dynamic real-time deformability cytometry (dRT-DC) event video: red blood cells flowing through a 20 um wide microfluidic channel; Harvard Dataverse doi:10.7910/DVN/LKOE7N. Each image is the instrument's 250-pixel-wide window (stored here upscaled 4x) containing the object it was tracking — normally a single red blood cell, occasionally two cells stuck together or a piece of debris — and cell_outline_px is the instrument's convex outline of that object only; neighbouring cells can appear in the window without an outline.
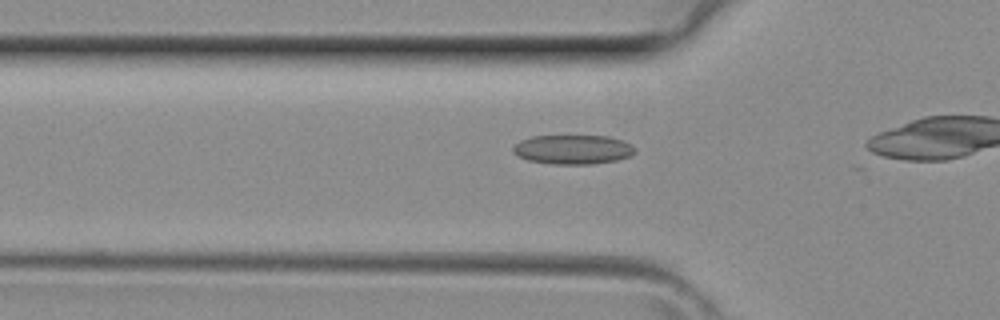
{"species": "common noctule bat (a hibernating species)", "species_latin": "Nyctalus noctula", "temperature_condition": "room temperature", "stored_images_in_passage": 5, "camera_frame_rate_fps": 3000, "um_per_image_px": 0.085, "animal": {"sex": "female", "body_mass_g": 29.2, "forearm_length_mm": 56.3}, "frame": {"image": 1, "passage_image": 4, "time_ms": 1.0, "image_size_px": [1000, 320], "cell_outline_px": [[636, 152], [628, 156], [616, 160], [592, 164], [552, 164], [528, 160], [516, 156], [512, 152], [512, 148], [520, 140], [532, 136], [608, 136], [624, 140], [632, 144], [636, 148]], "centroid_in_image_um": [48.69, 12.7], "position_along_channel_um": 77.1, "area_um2": 20.98}}